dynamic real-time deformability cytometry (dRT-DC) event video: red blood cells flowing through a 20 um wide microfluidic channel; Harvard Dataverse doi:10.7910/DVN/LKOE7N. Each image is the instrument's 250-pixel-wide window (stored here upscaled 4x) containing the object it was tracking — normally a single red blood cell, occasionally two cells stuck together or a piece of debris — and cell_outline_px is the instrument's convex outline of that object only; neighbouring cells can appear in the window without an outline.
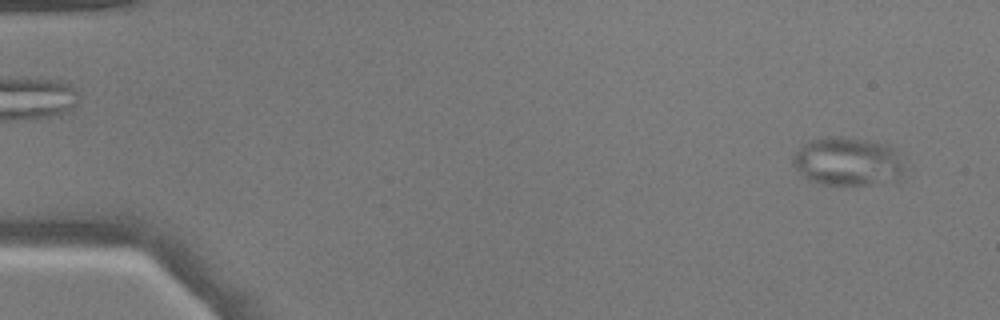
{"species": "common noctule bat (a hibernating species)", "species_latin": "Nyctalus noctula", "temperature_condition": "warm", "stored_images_in_passage": 16, "camera_frame_rate_fps": 3000, "um_per_image_px": 0.085, "animal": {"sex": "male", "body_mass_g": 17.9}, "frame": {"image": 1, "passage_image": 3, "time_ms": 0.667, "image_size_px": [1000, 320], "cell_outline_px": [[900, 180], [868, 184], [820, 184], [808, 180], [800, 176], [792, 164], [792, 156], [808, 140], [824, 136], [836, 136], [888, 144], [896, 152], [900, 164]], "centroid_in_image_um": [71.95, 13.73], "position_along_channel_um": 13.1, "area_um2": 31.21}}